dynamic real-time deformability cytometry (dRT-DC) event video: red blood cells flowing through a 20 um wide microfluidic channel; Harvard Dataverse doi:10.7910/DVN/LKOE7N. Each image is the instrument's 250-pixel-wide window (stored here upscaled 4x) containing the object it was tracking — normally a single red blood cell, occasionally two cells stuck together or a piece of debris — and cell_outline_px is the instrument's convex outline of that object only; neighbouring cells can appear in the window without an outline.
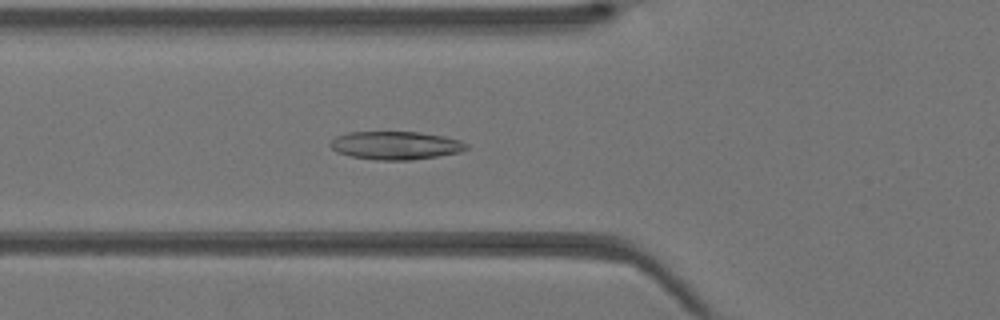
{"species": "Egyptian fruit bat (a non-hibernating species)", "species_latin": "Rousettus aegyptiacus", "temperature_condition": "warm", "stored_images_in_passage": 32, "camera_frame_rate_fps": 3000, "um_per_image_px": 0.085, "animal": {"sex": "female"}, "frame": {"image": 1, "passage_image": 7, "time_ms": 2.0, "image_size_px": [1000, 320], "cell_outline_px": [[468, 148], [460, 152], [412, 160], [376, 160], [348, 156], [336, 152], [328, 144], [336, 136], [348, 132], [420, 132], [444, 136], [460, 140], [468, 144]], "centroid_in_image_um": [33.61, 12.36], "position_along_channel_um": 92.2, "area_um2": 22.48}}
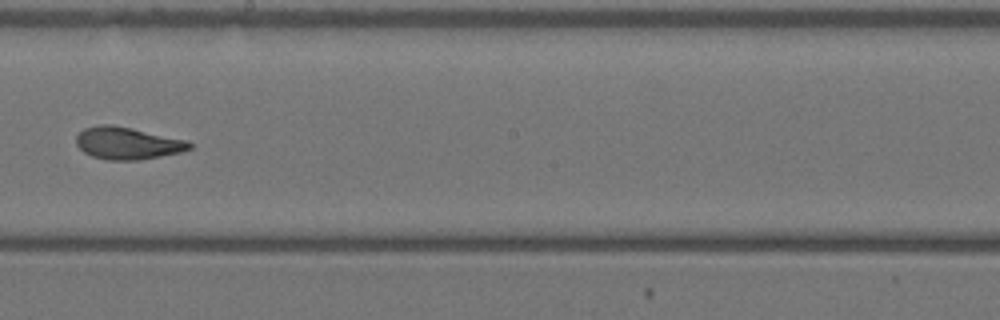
{"frame": {"image": 2, "passage_image": 16, "time_ms": 5.0, "image_size_px": [1000, 320], "cell_outline_px": [[192, 148], [180, 152], [140, 160], [108, 160], [92, 156], [84, 152], [76, 144], [76, 136], [84, 128], [100, 124], [112, 124], [132, 128], [188, 140], [192, 144]], "centroid_in_image_um": [10.83, 12.16], "position_along_channel_um": 237.4, "area_um2": 21.33}}
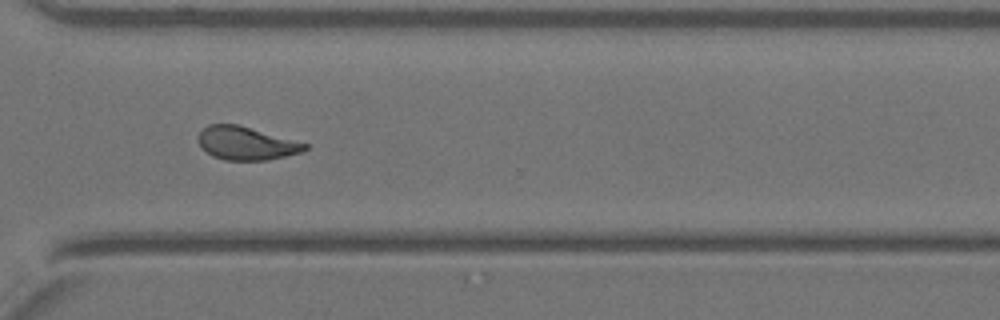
{"frame": {"image": 3, "passage_image": 23, "time_ms": 7.333, "image_size_px": [1000, 320], "cell_outline_px": [[308, 148], [300, 152], [268, 160], [224, 160], [212, 156], [200, 148], [196, 140], [196, 136], [208, 124], [236, 124], [308, 144]], "centroid_in_image_um": [20.84, 12.18], "position_along_channel_um": 349.8, "area_um2": 20.58}}